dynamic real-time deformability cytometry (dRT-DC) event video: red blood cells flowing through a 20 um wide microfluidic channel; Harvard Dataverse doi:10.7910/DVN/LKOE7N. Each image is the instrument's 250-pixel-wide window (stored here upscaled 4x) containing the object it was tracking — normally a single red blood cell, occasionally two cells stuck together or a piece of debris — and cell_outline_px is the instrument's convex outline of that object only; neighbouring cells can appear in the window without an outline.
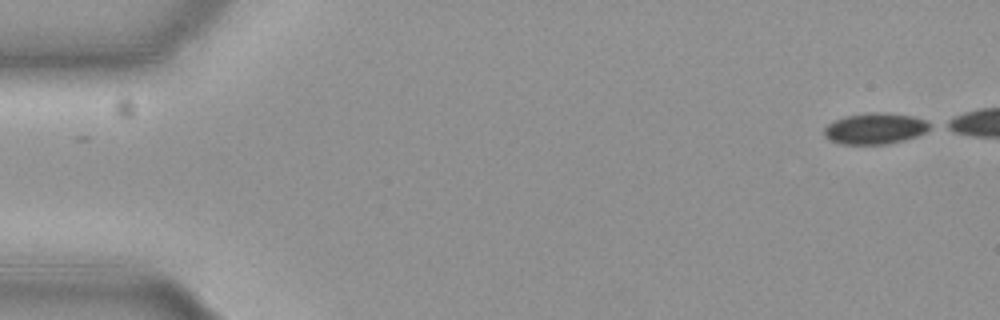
{"species": "common noctule bat (a hibernating species)", "species_latin": "Nyctalus noctula", "temperature_condition": "cold", "stored_images_in_passage": 47, "camera_frame_rate_fps": 3000, "um_per_image_px": 0.085, "animal": {"sex": "female", "body_mass_g": 19.3, "forearm_length_mm": 54.1}, "frame": {"image": 1, "passage_image": 1, "time_ms": 0.0, "image_size_px": [1000, 320], "cell_outline_px": [[932, 128], [916, 136], [904, 140], [888, 144], [840, 144], [828, 140], [824, 136], [824, 128], [828, 124], [844, 116], [868, 112], [880, 112], [912, 116], [924, 120], [932, 124]], "centroid_in_image_um": [74.36, 10.93], "position_along_channel_um": 10.6, "area_um2": 19.25}}
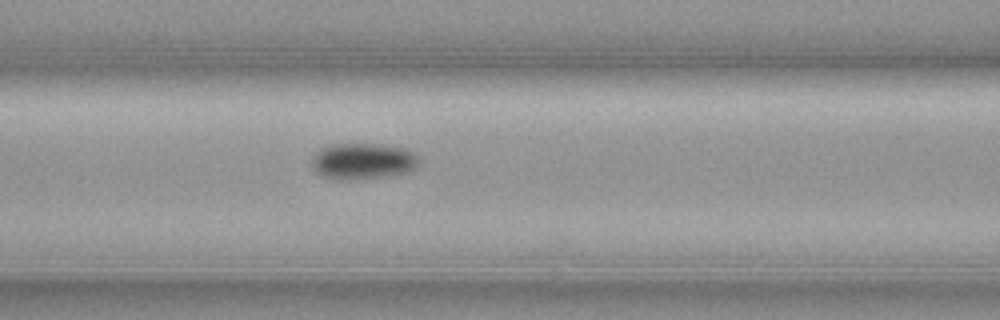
{"frame": {"image": 2, "passage_image": 22, "time_ms": 7.0, "image_size_px": [1000, 320], "cell_outline_px": [[420, 160], [416, 168], [408, 172], [356, 180], [332, 180], [316, 172], [312, 168], [312, 160], [316, 152], [320, 148], [332, 144], [376, 144], [408, 148], [416, 152]], "centroid_in_image_um": [30.86, 13.7], "position_along_channel_um": 135.7, "area_um2": 22.95}}
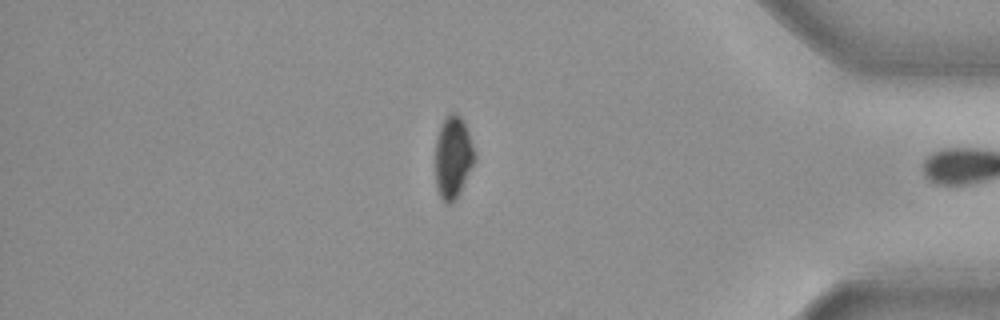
{"frame": {"image": 3, "passage_image": 46, "time_ms": 15.0, "image_size_px": [1000, 320], "cell_outline_px": [[476, 156], [460, 192], [452, 204], [444, 204], [436, 188], [436, 140], [440, 124], [452, 112], [456, 112], [460, 116], [468, 132]], "centroid_in_image_um": [38.49, 13.39], "position_along_channel_um": 396.7, "area_um2": 18.61}}